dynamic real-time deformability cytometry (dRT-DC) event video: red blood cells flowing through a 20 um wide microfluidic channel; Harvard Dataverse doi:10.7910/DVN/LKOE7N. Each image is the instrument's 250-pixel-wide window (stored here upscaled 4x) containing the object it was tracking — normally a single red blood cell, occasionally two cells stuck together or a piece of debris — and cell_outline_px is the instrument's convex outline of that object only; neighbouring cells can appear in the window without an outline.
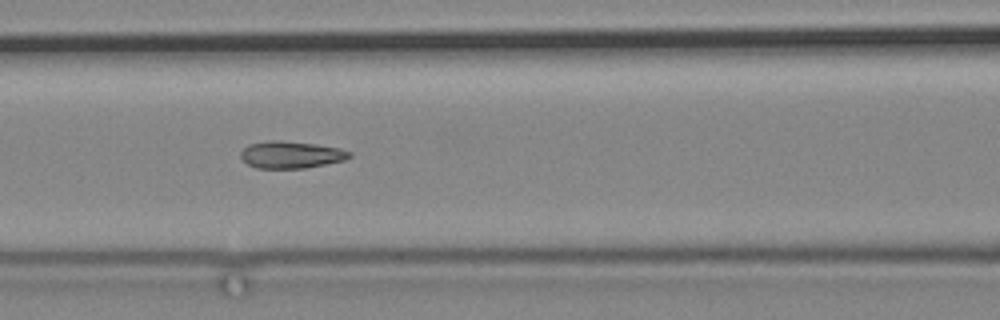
{"species": "common noctule bat (a hibernating species)", "species_latin": "Nyctalus noctula", "temperature_condition": "cold", "stored_images_in_passage": 8, "camera_frame_rate_fps": 3000, "um_per_image_px": 0.085, "animal": {"sex": "male", "body_mass_g": 19.2, "forearm_length_mm": 51.8}, "frame": {"image": 1, "passage_image": 7, "time_ms": 8.0, "image_size_px": [1000, 320], "cell_outline_px": [[352, 156], [344, 160], [304, 168], [256, 168], [248, 164], [240, 156], [240, 152], [248, 144], [268, 140], [280, 140], [316, 144], [340, 148], [352, 152]], "centroid_in_image_um": [24.73, 13.14], "position_along_channel_um": 141.9, "area_um2": 17.17}}
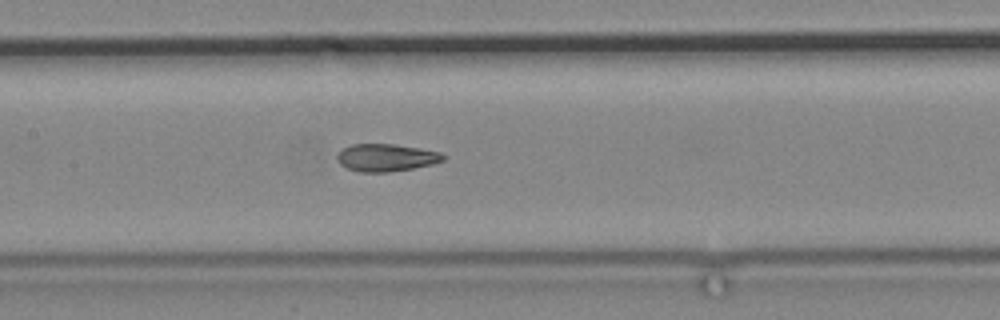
{"frame": {"image": 2, "passage_image": 8, "time_ms": 9.0, "image_size_px": [1000, 320], "cell_outline_px": [[444, 160], [432, 164], [412, 168], [388, 172], [360, 172], [348, 168], [340, 164], [336, 156], [340, 148], [352, 144], [396, 144], [420, 148], [440, 152], [444, 156]], "centroid_in_image_um": [32.78, 13.38], "position_along_channel_um": 174.6, "area_um2": 16.99}}